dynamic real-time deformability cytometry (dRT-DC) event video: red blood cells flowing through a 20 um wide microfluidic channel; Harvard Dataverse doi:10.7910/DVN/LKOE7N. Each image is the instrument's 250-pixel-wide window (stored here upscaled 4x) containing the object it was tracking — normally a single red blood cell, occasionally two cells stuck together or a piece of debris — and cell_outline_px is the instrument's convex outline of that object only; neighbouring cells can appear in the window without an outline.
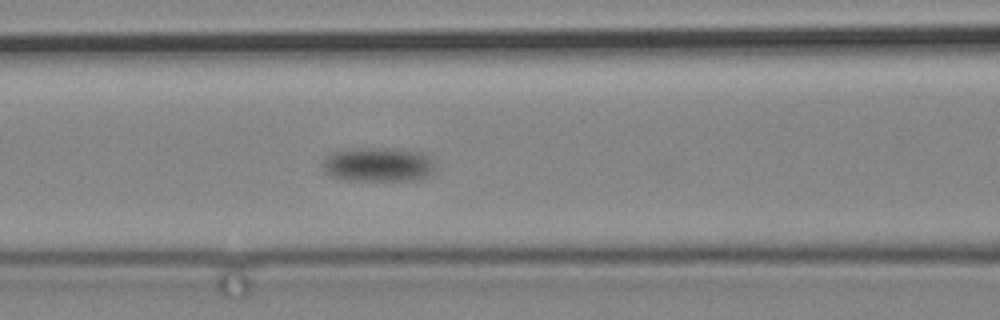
{"species": "common noctule bat (a hibernating species)", "species_latin": "Nyctalus noctula", "temperature_condition": "cold", "stored_images_in_passage": 20, "camera_frame_rate_fps": 3000, "um_per_image_px": 0.085, "animal": {"sex": "male", "body_mass_g": 19.2, "forearm_length_mm": 51.8}, "frame": {"image": 1, "passage_image": 13, "time_ms": 16.333, "image_size_px": [1000, 320], "cell_outline_px": [[436, 168], [432, 172], [416, 180], [344, 180], [332, 176], [324, 172], [320, 164], [324, 156], [332, 152], [348, 148], [404, 148], [420, 152], [428, 156], [436, 164]], "centroid_in_image_um": [32.09, 13.96], "position_along_channel_um": 134.5, "area_um2": 23.0}}
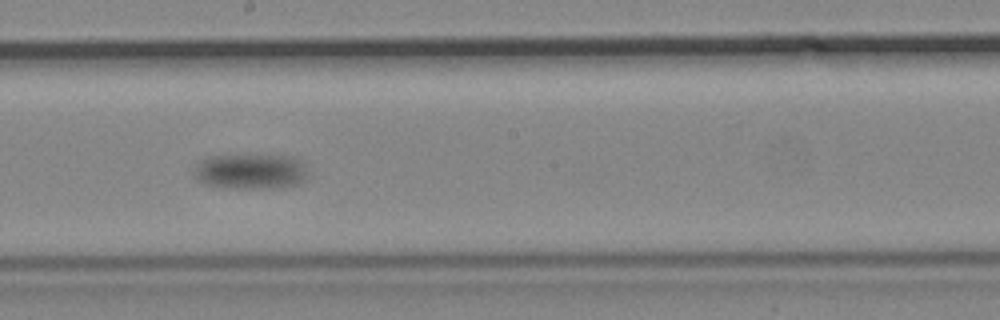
{"frame": {"image": 2, "passage_image": 16, "time_ms": 20.0, "image_size_px": [1000, 320], "cell_outline_px": [[308, 176], [304, 180], [296, 184], [276, 188], [236, 188], [204, 184], [196, 180], [196, 164], [200, 160], [208, 156], [244, 152], [292, 156], [300, 160]], "centroid_in_image_um": [21.28, 14.51], "position_along_channel_um": 226.9, "area_um2": 24.28}}
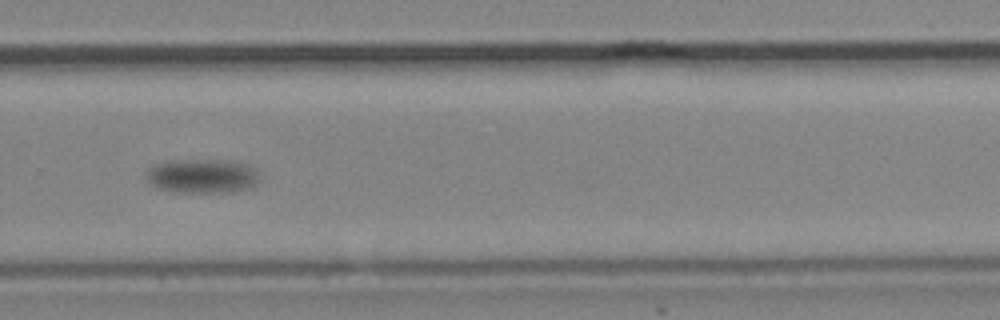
{"frame": {"image": 3, "passage_image": 19, "time_ms": 23.333, "image_size_px": [1000, 320], "cell_outline_px": [[260, 180], [256, 184], [248, 188], [224, 192], [176, 192], [160, 188], [152, 184], [144, 176], [144, 172], [148, 168], [156, 164], [168, 160], [228, 160], [244, 164], [252, 168], [256, 172]], "centroid_in_image_um": [17.14, 14.95], "position_along_channel_um": 312.7, "area_um2": 22.43}}